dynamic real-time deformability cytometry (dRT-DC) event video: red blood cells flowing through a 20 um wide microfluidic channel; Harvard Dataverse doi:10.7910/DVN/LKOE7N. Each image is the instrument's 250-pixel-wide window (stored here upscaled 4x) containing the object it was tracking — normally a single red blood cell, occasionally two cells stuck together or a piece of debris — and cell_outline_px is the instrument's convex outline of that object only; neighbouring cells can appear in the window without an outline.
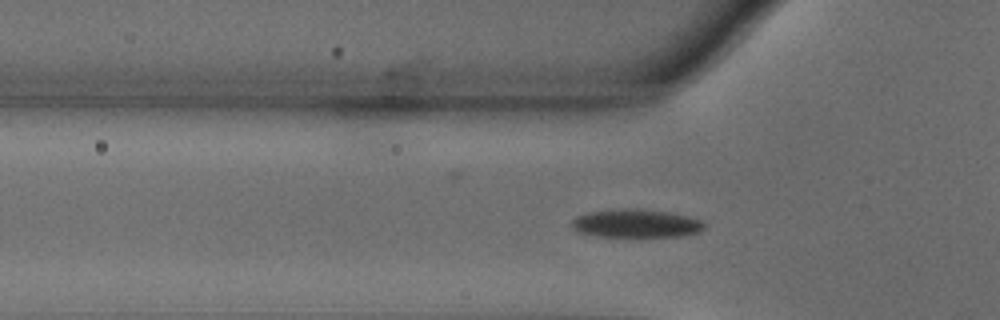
{"species": "common noctule bat (a hibernating species)", "species_latin": "Nyctalus noctula", "temperature_condition": "warm", "stored_images_in_passage": 42, "camera_frame_rate_fps": 3000, "um_per_image_px": 0.085, "animal": {"sex": "male", "body_mass_g": 18.8}, "frame": {"image": 1, "passage_image": 4, "time_ms": 1.0, "image_size_px": [1000, 320], "cell_outline_px": [[704, 228], [700, 232], [684, 236], [632, 240], [596, 236], [580, 232], [572, 224], [572, 220], [576, 216], [588, 212], [616, 208], [636, 208], [668, 212], [688, 216], [700, 220], [704, 224]], "centroid_in_image_um": [54.09, 19.04], "position_along_channel_um": 71.7, "area_um2": 23.06}}
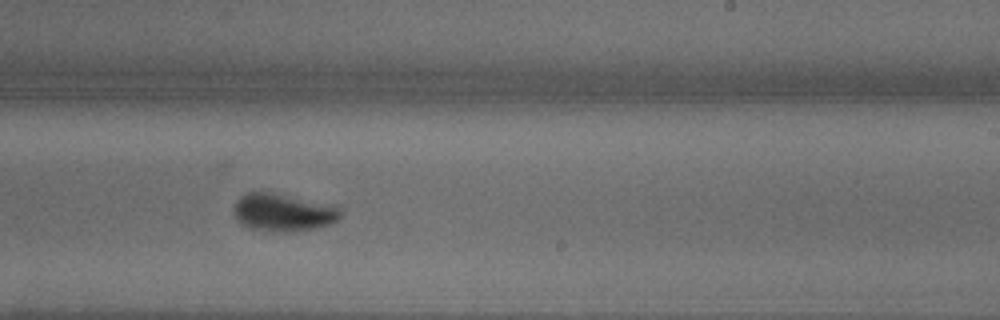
{"frame": {"image": 2, "passage_image": 20, "time_ms": 6.333, "image_size_px": [1000, 320], "cell_outline_px": [[340, 216], [332, 224], [316, 228], [296, 232], [252, 228], [244, 224], [232, 212], [232, 208], [236, 200], [240, 196], [248, 192], [268, 192], [336, 204], [340, 208]], "centroid_in_image_um": [24.11, 18.03], "position_along_channel_um": 264.9, "area_um2": 23.35}}
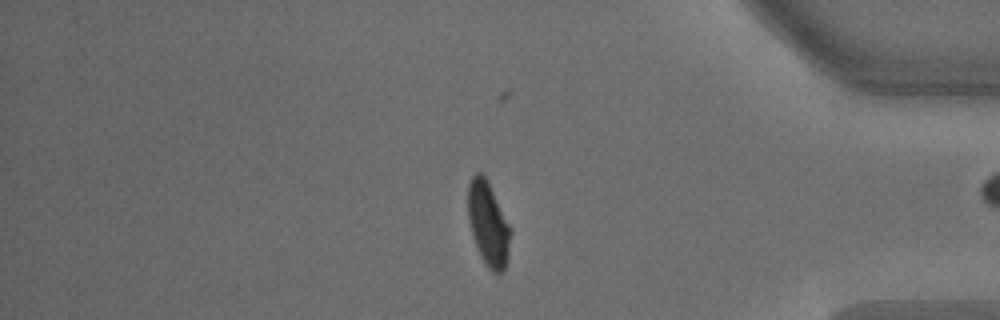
{"frame": {"image": 3, "passage_image": 33, "time_ms": 10.667, "image_size_px": [1000, 320], "cell_outline_px": [[512, 232], [508, 256], [504, 268], [500, 272], [492, 272], [480, 256], [472, 236], [468, 220], [468, 184], [472, 176], [476, 172], [480, 172], [488, 180], [512, 228]], "centroid_in_image_um": [41.51, 19.0], "position_along_channel_um": 393.7, "area_um2": 21.1}}